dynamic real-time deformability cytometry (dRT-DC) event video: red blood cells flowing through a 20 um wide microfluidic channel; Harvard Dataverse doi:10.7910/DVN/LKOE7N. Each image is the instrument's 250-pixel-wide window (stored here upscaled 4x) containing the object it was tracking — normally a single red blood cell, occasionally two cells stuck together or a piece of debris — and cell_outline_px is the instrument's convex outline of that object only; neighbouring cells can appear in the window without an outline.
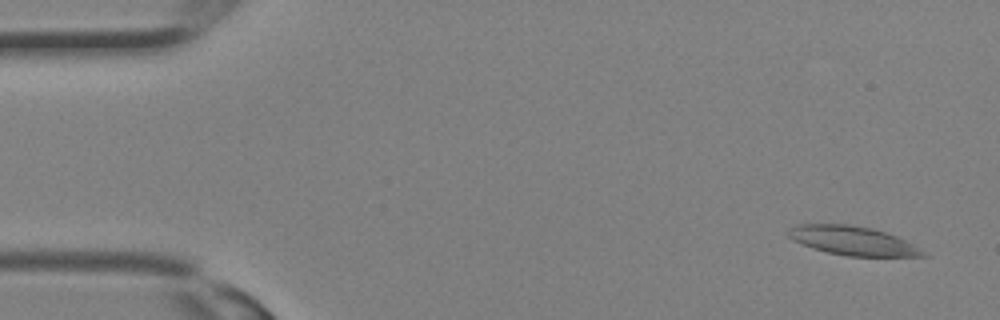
{"species": "Egyptian fruit bat (a non-hibernating species)", "species_latin": "Rousettus aegyptiacus", "temperature_condition": "room temperature", "stored_images_in_passage": 21, "camera_frame_rate_fps": 3000, "um_per_image_px": 0.085, "animal": {"sex": "female"}, "frame": {"image": 1, "passage_image": 2, "time_ms": 0.333, "image_size_px": [1000, 320], "cell_outline_px": [[928, 256], [848, 256], [828, 252], [812, 248], [792, 240], [788, 236], [788, 232], [796, 224], [852, 224], [872, 228], [896, 236], [912, 244], [924, 252]], "centroid_in_image_um": [72.44, 20.45], "position_along_channel_um": 12.6, "area_um2": 22.43}}
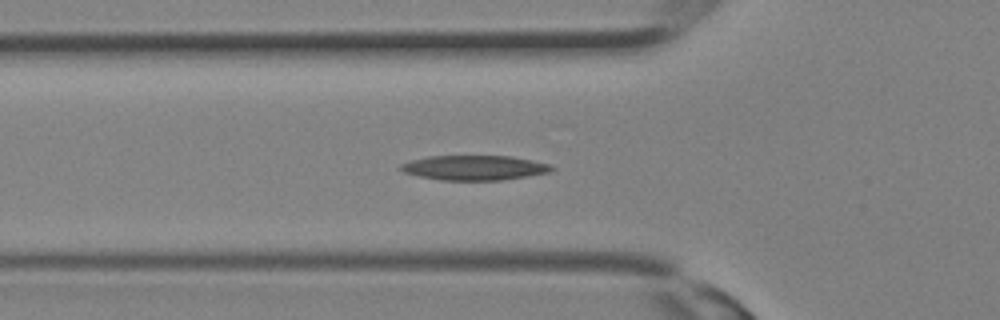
{"frame": {"image": 2, "passage_image": 11, "time_ms": 3.333, "image_size_px": [1000, 320], "cell_outline_px": [[556, 168], [548, 172], [500, 180], [440, 180], [420, 176], [404, 172], [400, 168], [400, 164], [412, 160], [428, 156], [512, 156], [552, 164]], "centroid_in_image_um": [40.34, 14.25], "position_along_channel_um": 85.5, "area_um2": 21.62}}
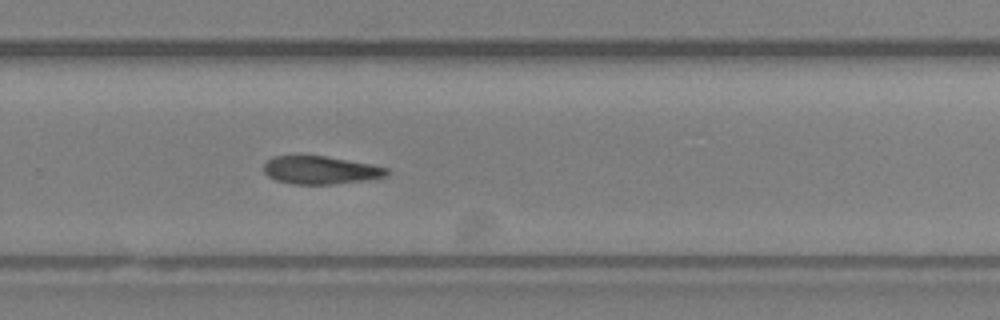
{"frame": {"image": 3, "passage_image": 21, "time_ms": 6.667, "image_size_px": [1000, 320], "cell_outline_px": [[388, 176], [332, 184], [292, 184], [276, 180], [268, 176], [264, 172], [264, 164], [272, 156], [324, 156], [372, 164], [388, 168]], "centroid_in_image_um": [27.22, 14.45], "position_along_channel_um": 302.6, "area_um2": 19.83}}